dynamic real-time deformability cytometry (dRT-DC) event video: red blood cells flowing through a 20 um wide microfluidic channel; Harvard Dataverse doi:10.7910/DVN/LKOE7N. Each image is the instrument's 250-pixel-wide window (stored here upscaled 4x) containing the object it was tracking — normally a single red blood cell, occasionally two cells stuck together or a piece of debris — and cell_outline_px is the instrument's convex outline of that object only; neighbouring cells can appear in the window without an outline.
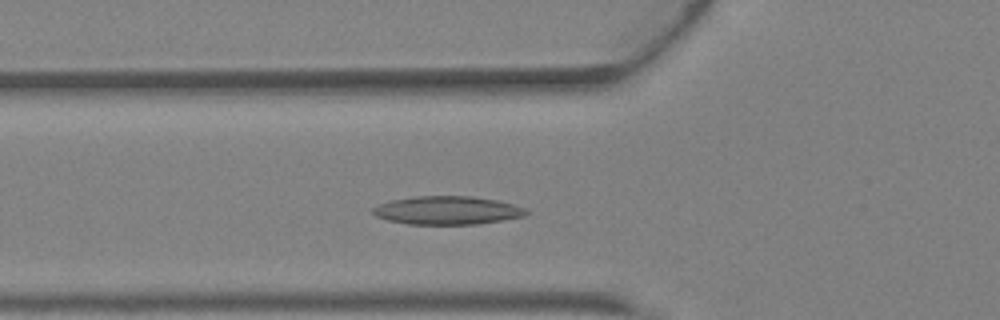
{"species": "Egyptian fruit bat (a non-hibernating species)", "species_latin": "Rousettus aegyptiacus", "temperature_condition": "warm", "stored_images_in_passage": 35, "camera_frame_rate_fps": 3000, "um_per_image_px": 0.085, "animal": {"sex": "female"}, "frame": {"image": 1, "passage_image": 10, "time_ms": 3.0, "image_size_px": [1000, 320], "cell_outline_px": [[528, 212], [524, 216], [476, 224], [408, 224], [388, 220], [376, 216], [372, 212], [372, 208], [388, 200], [412, 196], [468, 196], [496, 200], [512, 204], [524, 208]], "centroid_in_image_um": [37.96, 17.87], "position_along_channel_um": 87.8, "area_um2": 25.14}}
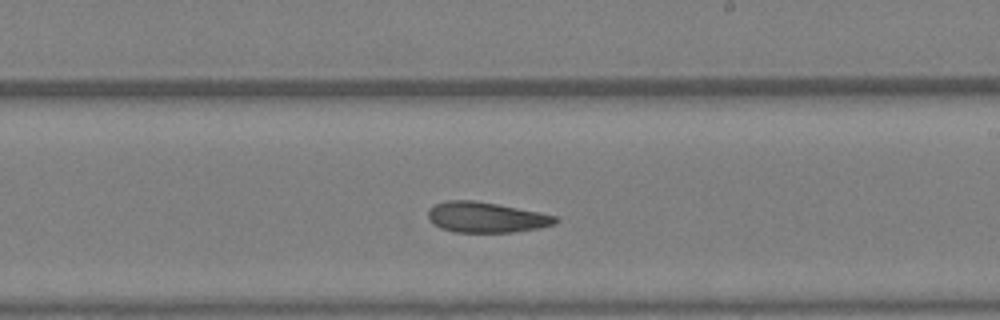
{"frame": {"image": 2, "passage_image": 20, "time_ms": 6.333, "image_size_px": [1000, 320], "cell_outline_px": [[560, 220], [552, 224], [536, 228], [516, 232], [456, 232], [440, 228], [428, 216], [428, 212], [436, 204], [448, 200], [472, 200], [496, 204], [540, 212], [556, 216]], "centroid_in_image_um": [41.34, 18.47], "position_along_channel_um": 247.7, "area_um2": 22.2}}
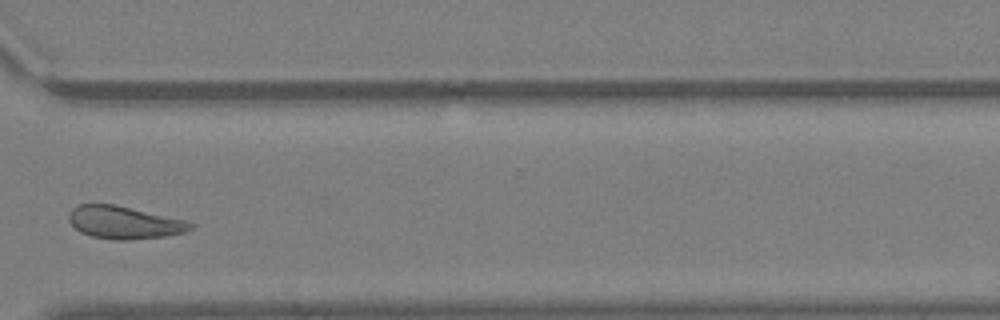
{"frame": {"image": 3, "passage_image": 27, "time_ms": 8.667, "image_size_px": [1000, 320], "cell_outline_px": [[196, 224], [192, 228], [184, 232], [164, 236], [128, 240], [116, 240], [92, 236], [80, 232], [68, 220], [68, 216], [72, 208], [80, 204], [116, 204], [184, 220]], "centroid_in_image_um": [10.54, 18.9], "position_along_channel_um": 360.1, "area_um2": 23.0}, "authors_computed_cell_mechanics": {"area_um2": 24.0448, "velocity_mm_per_s": 4.8013, "shape_relaxation_time_tau1_ms": null, "shape_relaxation_time_tau2_ms": 5.6671, "deformation_change_tau1": null, "deformation_change_tau2": 0.1506}}